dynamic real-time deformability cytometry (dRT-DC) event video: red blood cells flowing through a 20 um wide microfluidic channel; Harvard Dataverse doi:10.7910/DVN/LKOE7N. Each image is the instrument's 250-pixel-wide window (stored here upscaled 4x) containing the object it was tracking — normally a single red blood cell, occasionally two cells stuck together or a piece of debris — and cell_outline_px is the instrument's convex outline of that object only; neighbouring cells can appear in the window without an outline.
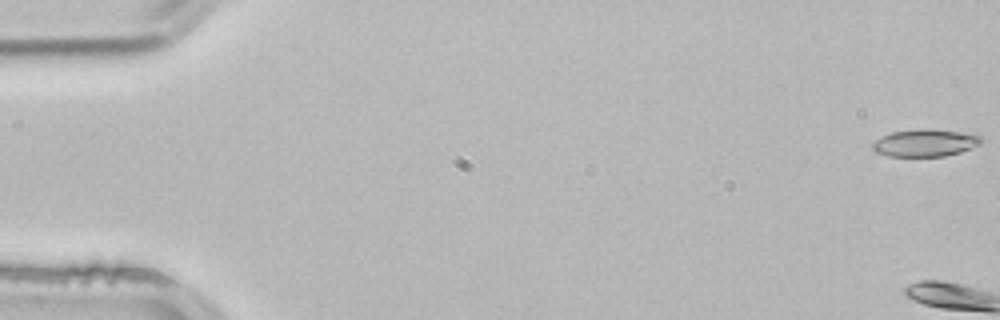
{"species": "common noctule bat (a hibernating species)", "species_latin": "Nyctalus noctula", "temperature_condition": "room temperature", "stored_images_in_passage": 3, "camera_frame_rate_fps": 3000, "um_per_image_px": 0.085, "animal": {"sex": "male", "body_mass_g": 21.5, "forearm_length_mm": 52.0}, "frame": {"image": 1, "passage_image": 3, "time_ms": 0.667, "image_size_px": [1000, 320], "cell_outline_px": [[984, 140], [980, 144], [960, 152], [944, 156], [888, 156], [876, 152], [872, 148], [872, 140], [892, 132], [920, 128], [932, 128], [960, 132], [980, 136]], "centroid_in_image_um": [78.6, 12.13], "position_along_channel_um": 6.4, "area_um2": 17.4}}